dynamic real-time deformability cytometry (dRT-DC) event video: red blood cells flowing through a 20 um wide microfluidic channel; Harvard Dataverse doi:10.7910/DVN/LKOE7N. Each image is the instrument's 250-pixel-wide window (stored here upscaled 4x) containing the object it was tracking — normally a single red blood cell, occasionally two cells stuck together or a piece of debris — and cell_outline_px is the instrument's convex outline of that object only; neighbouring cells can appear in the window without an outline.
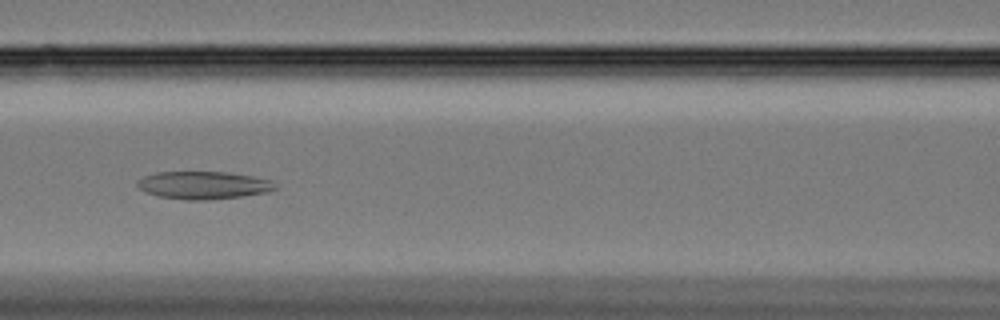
{"species": "Egyptian fruit bat (a non-hibernating species)", "species_latin": "Rousettus aegyptiacus", "temperature_condition": "cold", "stored_images_in_passage": 43, "camera_frame_rate_fps": 3000, "um_per_image_px": 0.085, "animal": {"sex": "female"}, "frame": {"image": 1, "passage_image": 9, "time_ms": 2.667, "image_size_px": [1000, 320], "cell_outline_px": [[276, 188], [264, 192], [240, 196], [208, 200], [184, 200], [160, 196], [144, 192], [136, 184], [144, 176], [156, 172], [228, 172], [252, 176], [268, 180]], "centroid_in_image_um": [17.22, 15.74], "position_along_channel_um": 149.4, "area_um2": 21.85}}
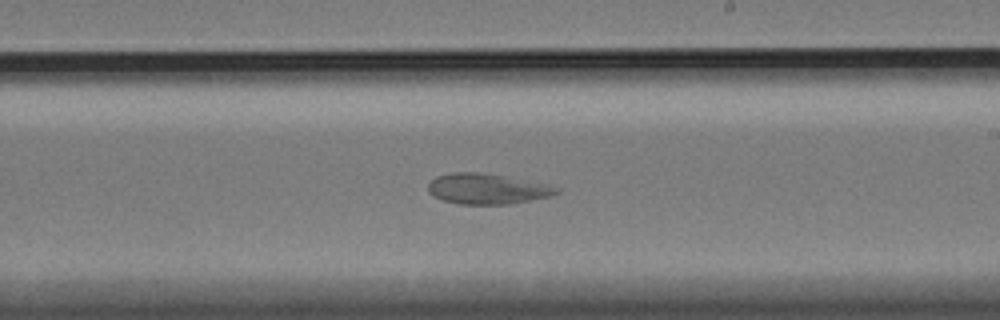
{"frame": {"image": 2, "passage_image": 18, "time_ms": 5.667, "image_size_px": [1000, 320], "cell_outline_px": [[560, 192], [548, 196], [508, 204], [460, 204], [444, 200], [428, 192], [428, 184], [436, 176], [452, 172], [476, 172], [504, 176], [548, 184], [560, 188]], "centroid_in_image_um": [41.4, 16.04], "position_along_channel_um": 247.6, "area_um2": 22.48}}
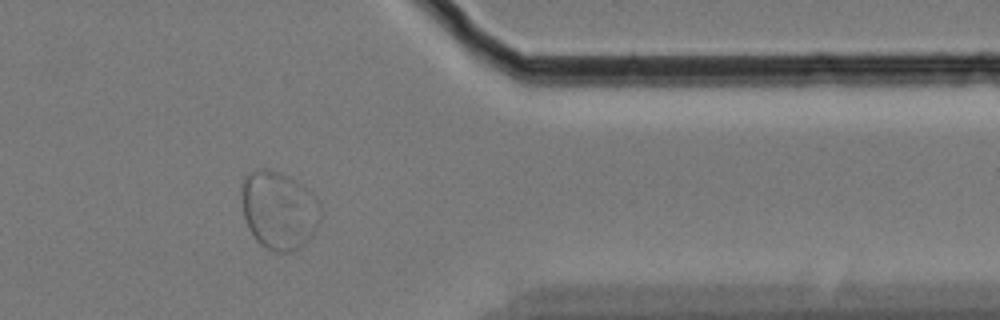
{"frame": {"image": 3, "passage_image": 32, "time_ms": 10.333, "image_size_px": [1000, 320], "cell_outline_px": [[320, 220], [316, 228], [308, 240], [300, 248], [292, 252], [276, 252], [260, 244], [256, 240], [248, 228], [244, 216], [244, 176], [248, 172], [256, 168], [268, 168], [280, 172], [296, 180], [312, 192], [320, 204]], "centroid_in_image_um": [23.74, 17.86], "position_along_channel_um": 387.7, "area_um2": 35.84}}